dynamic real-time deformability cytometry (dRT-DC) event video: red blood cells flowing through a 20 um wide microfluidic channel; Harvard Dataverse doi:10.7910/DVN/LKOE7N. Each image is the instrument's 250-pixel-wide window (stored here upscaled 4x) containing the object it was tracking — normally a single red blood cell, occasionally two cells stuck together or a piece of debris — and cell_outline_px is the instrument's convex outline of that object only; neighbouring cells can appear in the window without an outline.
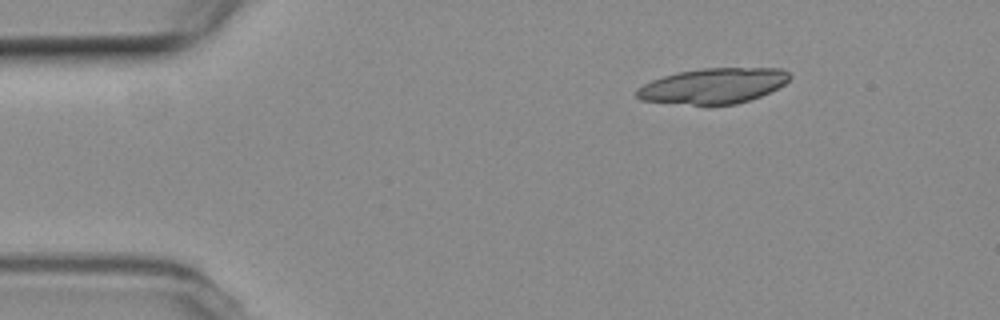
{"species": "common noctule bat (a hibernating species)", "species_latin": "Nyctalus noctula", "temperature_condition": "room temperature", "stored_images_in_passage": 46, "segment_of_instrument_passage": [1, 2], "camera_frame_rate_fps": 3000, "um_per_image_px": 0.085, "animal": {"sex": "female", "body_mass_g": 19.3, "forearm_length_mm": 54.1}, "frame": {"image": 1, "passage_image": 1, "time_ms": 0.0, "image_size_px": [1000, 320], "cell_outline_px": [[792, 76], [784, 84], [760, 96], [736, 104], [692, 104], [640, 100], [636, 96], [636, 88], [652, 80], [676, 72], [704, 68], [780, 68], [788, 72]], "centroid_in_image_um": [60.62, 7.28], "position_along_channel_um": 24.4, "area_um2": 31.21}}